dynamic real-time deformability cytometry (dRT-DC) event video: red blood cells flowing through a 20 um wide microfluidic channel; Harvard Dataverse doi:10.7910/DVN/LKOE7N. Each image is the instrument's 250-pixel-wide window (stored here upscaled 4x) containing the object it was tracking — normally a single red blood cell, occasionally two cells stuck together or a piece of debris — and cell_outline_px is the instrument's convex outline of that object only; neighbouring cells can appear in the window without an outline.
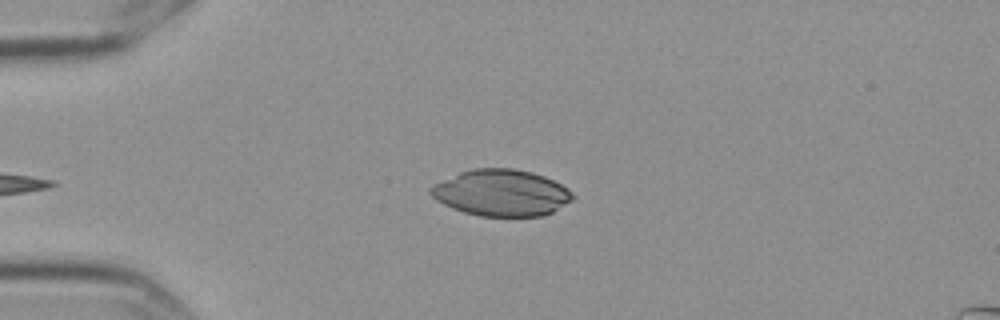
{"species": "Egyptian fruit bat (a non-hibernating species)", "species_latin": "Rousettus aegyptiacus", "temperature_condition": "cold", "stored_images_in_passage": 40, "camera_frame_rate_fps": 3000, "um_per_image_px": 0.085, "frame": {"image": 1, "passage_image": 2, "time_ms": 0.333, "image_size_px": [1000, 320], "cell_outline_px": [[576, 196], [572, 200], [552, 212], [540, 216], [480, 216], [464, 212], [452, 208], [436, 200], [428, 192], [428, 188], [432, 184], [460, 172], [472, 168], [512, 168], [532, 172], [544, 176], [568, 188]], "centroid_in_image_um": [42.59, 16.38], "position_along_channel_um": 42.4, "area_um2": 38.55}}